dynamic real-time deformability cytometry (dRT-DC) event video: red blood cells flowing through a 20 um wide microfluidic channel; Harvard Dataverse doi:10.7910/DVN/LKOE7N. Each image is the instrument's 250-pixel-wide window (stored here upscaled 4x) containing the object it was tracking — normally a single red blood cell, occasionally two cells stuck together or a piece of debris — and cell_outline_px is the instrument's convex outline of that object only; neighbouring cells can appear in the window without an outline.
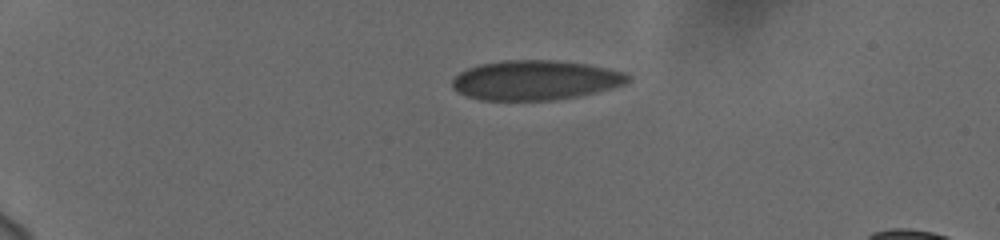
{"species": "human", "species_latin": "Homo sapiens", "temperature_condition": "cold", "stored_images_in_passage": 44, "camera_frame_rate_fps": 3000, "um_per_image_px": 0.085, "donor": {"sex": "female"}, "frame": {"image": 1, "passage_image": 1, "time_ms": 0.0, "image_size_px": [1000, 240], "cell_outline_px": [[632, 76], [624, 84], [596, 92], [576, 96], [552, 100], [480, 100], [456, 92], [452, 88], [452, 80], [460, 72], [468, 68], [480, 64], [504, 60], [556, 60], [588, 64], [608, 68], [624, 72]], "centroid_in_image_um": [45.48, 6.81], "position_along_channel_um": 39.5, "area_um2": 40.58}}
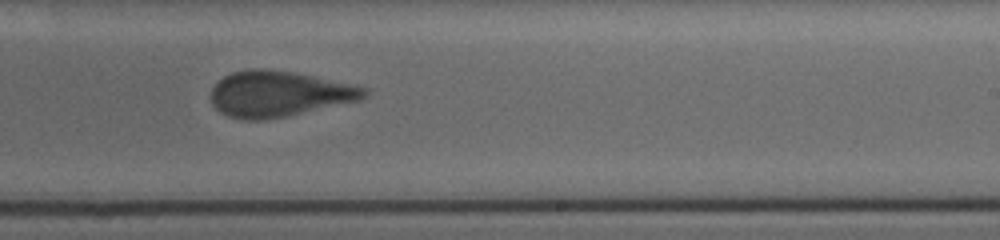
{"frame": {"image": 2, "passage_image": 25, "time_ms": 8.0, "image_size_px": [1000, 240], "cell_outline_px": [[368, 96], [360, 100], [284, 116], [264, 120], [244, 120], [228, 116], [220, 112], [212, 104], [212, 88], [224, 76], [232, 72], [252, 68], [260, 68], [292, 72], [312, 76], [368, 88]], "centroid_in_image_um": [23.69, 7.98], "position_along_channel_um": 265.3, "area_um2": 40.34}}
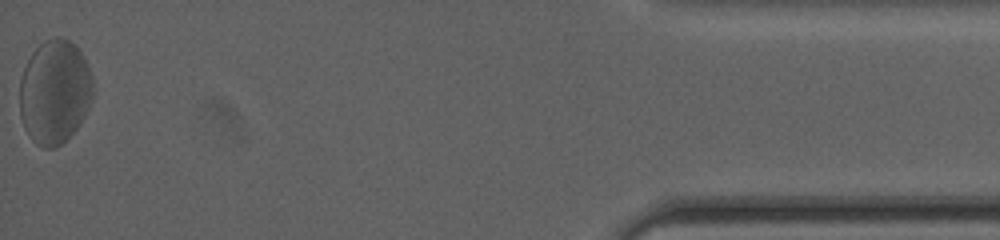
{"frame": {"image": 3, "passage_image": 44, "time_ms": 14.333, "image_size_px": [1000, 240], "cell_outline_px": [[92, 100], [80, 124], [56, 148], [44, 148], [36, 144], [32, 140], [24, 128], [20, 116], [20, 80], [24, 68], [32, 52], [44, 40], [56, 36], [60, 36], [68, 40], [84, 56], [92, 76]], "centroid_in_image_um": [4.63, 7.81], "position_along_channel_um": 430.6, "area_um2": 44.45}, "authors_computed_cell_mechanics": {"area_um2": 41.2692, "velocity_mm_per_s": 3.693, "shape_relaxation_time_tau1_ms": 5.3645, "shape_relaxation_time_tau2_ms": 1.0273, "deformation_change_tau1": 0.1195, "deformation_change_tau2": 0.0484}}